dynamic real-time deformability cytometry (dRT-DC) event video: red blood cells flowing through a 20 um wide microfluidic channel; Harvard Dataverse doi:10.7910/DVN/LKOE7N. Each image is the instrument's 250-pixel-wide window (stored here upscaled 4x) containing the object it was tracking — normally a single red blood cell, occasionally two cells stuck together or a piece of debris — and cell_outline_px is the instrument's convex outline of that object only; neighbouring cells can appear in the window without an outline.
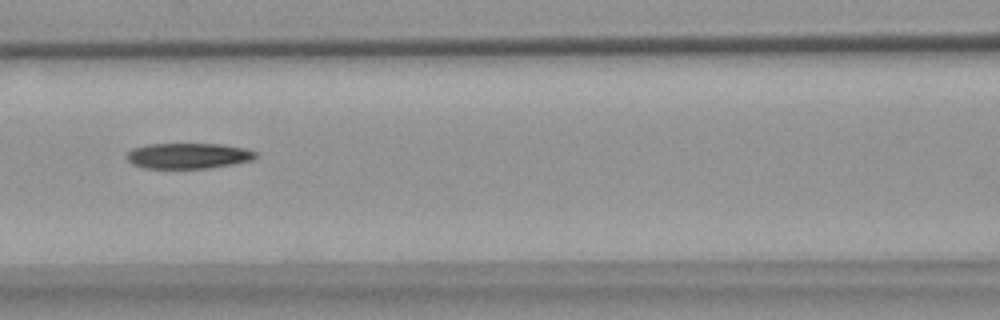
{"species": "common noctule bat (a hibernating species)", "species_latin": "Nyctalus noctula", "temperature_condition": "warm", "stored_images_in_passage": 7, "camera_frame_rate_fps": 3000, "um_per_image_px": 0.085, "animal": {"sex": "female", "body_mass_g": 18.4}, "frame": {"image": 1, "passage_image": 6, "time_ms": 6.667, "image_size_px": [1000, 320], "cell_outline_px": [[256, 156], [252, 160], [232, 164], [208, 168], [144, 168], [132, 164], [128, 160], [128, 152], [132, 148], [148, 144], [220, 144], [244, 148], [256, 152]], "centroid_in_image_um": [15.98, 13.24], "position_along_channel_um": 150.6, "area_um2": 19.07}}
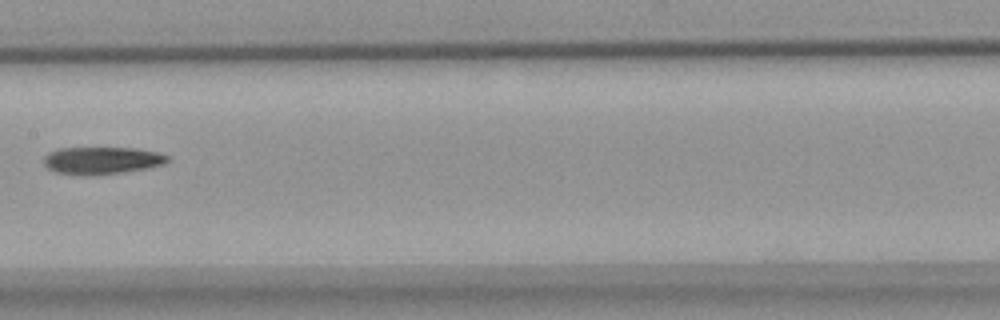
{"frame": {"image": 2, "passage_image": 7, "time_ms": 8.0, "image_size_px": [1000, 320], "cell_outline_px": [[168, 160], [164, 164], [148, 168], [124, 172], [84, 176], [80, 176], [56, 172], [48, 168], [44, 164], [44, 156], [48, 152], [60, 148], [136, 148], [160, 152], [168, 156]], "centroid_in_image_um": [8.65, 13.64], "position_along_channel_um": 198.7, "area_um2": 19.88}}